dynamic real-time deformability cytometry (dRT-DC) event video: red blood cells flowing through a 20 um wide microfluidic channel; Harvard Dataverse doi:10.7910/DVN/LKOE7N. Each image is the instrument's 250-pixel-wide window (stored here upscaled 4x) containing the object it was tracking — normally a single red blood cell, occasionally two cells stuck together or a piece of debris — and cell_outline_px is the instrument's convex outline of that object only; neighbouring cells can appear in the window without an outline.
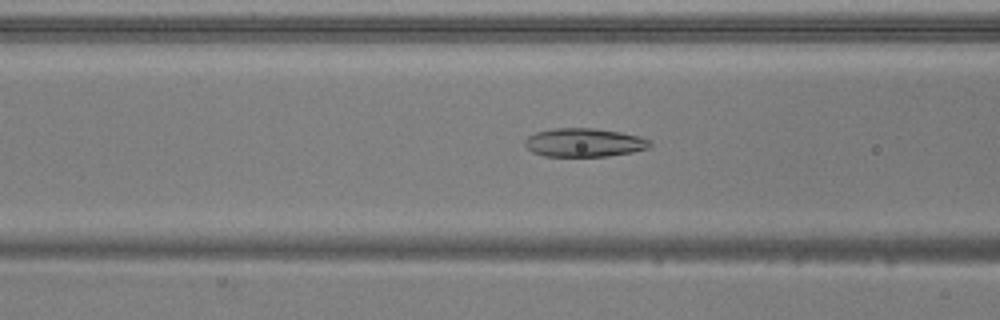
{"species": "common noctule bat (a hibernating species)", "species_latin": "Nyctalus noctula", "temperature_condition": "warm", "stored_images_in_passage": 44, "camera_frame_rate_fps": 3000, "um_per_image_px": 0.085, "animal": {"sex": "male", "body_mass_g": 20.5, "forearm_length_mm": 52.5}, "frame": {"image": 1, "passage_image": 12, "time_ms": 3.667, "image_size_px": [1000, 320], "cell_outline_px": [[652, 144], [648, 148], [632, 152], [608, 156], [544, 156], [532, 152], [524, 144], [524, 140], [528, 136], [536, 132], [552, 128], [592, 128], [620, 132], [640, 136], [652, 140]], "centroid_in_image_um": [49.66, 12.11], "position_along_channel_um": 116.9, "area_um2": 20.92}}
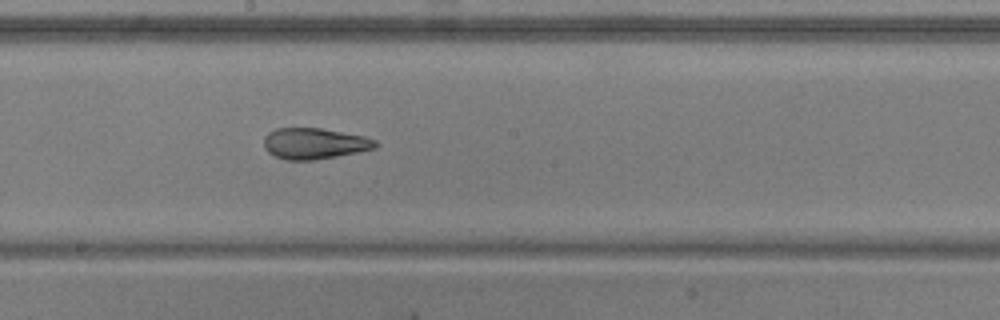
{"frame": {"image": 2, "passage_image": 20, "time_ms": 6.333, "image_size_px": [1000, 320], "cell_outline_px": [[380, 144], [376, 148], [336, 156], [312, 160], [288, 160], [276, 156], [268, 152], [264, 148], [264, 136], [268, 132], [276, 128], [320, 128], [364, 136], [376, 140]], "centroid_in_image_um": [26.72, 12.19], "position_along_channel_um": 221.5, "area_um2": 20.11}}
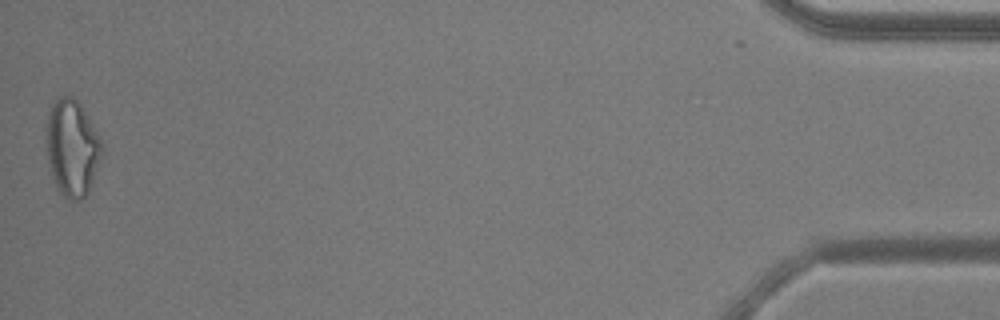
{"frame": {"image": 3, "passage_image": 43, "time_ms": 14.0, "image_size_px": [1000, 320], "cell_outline_px": [[100, 160], [88, 192], [80, 200], [72, 200], [64, 196], [56, 188], [48, 164], [48, 112], [56, 96], [72, 96], [80, 104], [96, 132], [100, 140]], "centroid_in_image_um": [6.11, 12.57], "position_along_channel_um": 429.1, "area_um2": 30.4}, "authors_computed_cell_mechanics": {"area_um2": 21.5305, "velocity_mm_per_s": 3.9073, "shape_relaxation_time_tau1_ms": null, "shape_relaxation_time_tau2_ms": 2.0106, "deformation_change_tau1": null, "deformation_change_tau2": 0.0885}}